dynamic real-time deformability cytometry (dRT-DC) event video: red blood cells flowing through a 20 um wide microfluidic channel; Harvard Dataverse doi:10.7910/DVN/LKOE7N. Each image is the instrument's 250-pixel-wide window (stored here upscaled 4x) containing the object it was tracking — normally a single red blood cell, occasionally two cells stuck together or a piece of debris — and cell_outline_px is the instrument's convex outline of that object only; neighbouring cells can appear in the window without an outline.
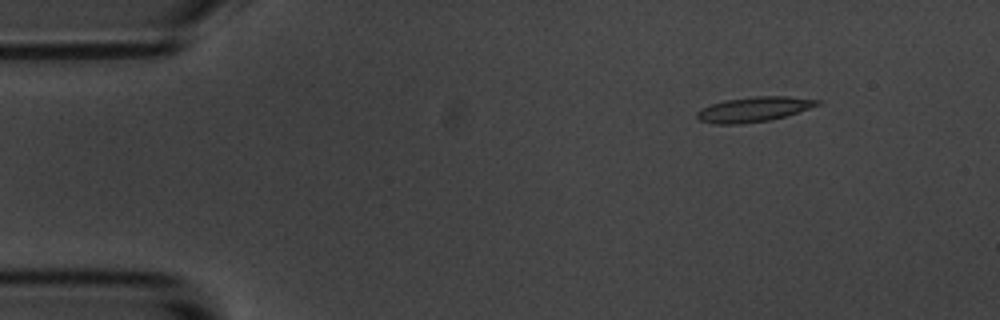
{"species": "common noctule bat (a hibernating species)", "species_latin": "Nyctalus noctula", "temperature_condition": "room temperature", "stored_images_in_passage": 5, "camera_frame_rate_fps": 3000, "um_per_image_px": 0.085, "animal": {"sex": "male", "body_mass_g": 20.1, "forearm_length_mm": 53.5}, "frame": {"image": 1, "passage_image": 2, "time_ms": 1.333, "image_size_px": [1000, 320], "cell_outline_px": [[820, 104], [784, 116], [768, 120], [740, 124], [716, 124], [700, 120], [696, 116], [696, 112], [700, 108], [724, 100], [756, 96], [788, 96], [820, 100]], "centroid_in_image_um": [64.02, 9.28], "position_along_channel_um": 21.0, "area_um2": 17.22}}
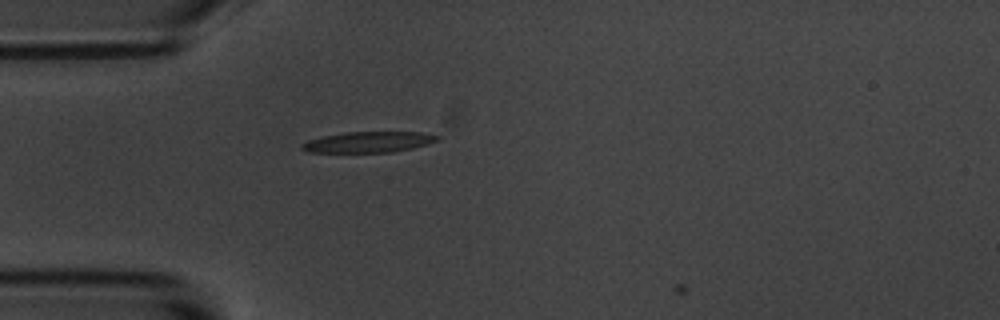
{"frame": {"image": 2, "passage_image": 4, "time_ms": 4.333, "image_size_px": [1000, 320], "cell_outline_px": [[440, 140], [428, 144], [412, 148], [392, 152], [304, 152], [300, 148], [300, 144], [308, 140], [324, 136], [344, 132], [420, 132], [440, 136]], "centroid_in_image_um": [31.31, 12.07], "position_along_channel_um": 53.7, "area_um2": 16.47}}